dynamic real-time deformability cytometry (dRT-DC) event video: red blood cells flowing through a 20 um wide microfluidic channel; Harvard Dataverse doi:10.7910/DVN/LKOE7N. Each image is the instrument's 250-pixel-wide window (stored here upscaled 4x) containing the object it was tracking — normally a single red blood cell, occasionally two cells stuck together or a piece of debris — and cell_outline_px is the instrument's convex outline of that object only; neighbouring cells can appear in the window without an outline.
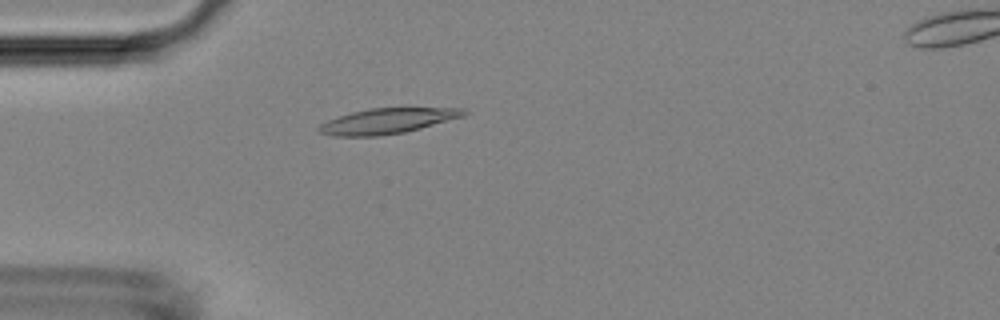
{"species": "Egyptian fruit bat (a non-hibernating species)", "species_latin": "Rousettus aegyptiacus", "temperature_condition": "room temperature", "stored_images_in_passage": 5, "camera_frame_rate_fps": 3000, "um_per_image_px": 0.085, "animal": {"sex": "female"}, "frame": {"image": 1, "passage_image": 4, "time_ms": 3.333, "image_size_px": [1000, 320], "cell_outline_px": [[468, 112], [464, 116], [420, 128], [404, 132], [380, 136], [332, 136], [320, 132], [316, 128], [320, 124], [328, 120], [352, 112], [372, 108], [464, 108]], "centroid_in_image_um": [32.92, 10.29], "position_along_channel_um": 52.1, "area_um2": 21.21}}